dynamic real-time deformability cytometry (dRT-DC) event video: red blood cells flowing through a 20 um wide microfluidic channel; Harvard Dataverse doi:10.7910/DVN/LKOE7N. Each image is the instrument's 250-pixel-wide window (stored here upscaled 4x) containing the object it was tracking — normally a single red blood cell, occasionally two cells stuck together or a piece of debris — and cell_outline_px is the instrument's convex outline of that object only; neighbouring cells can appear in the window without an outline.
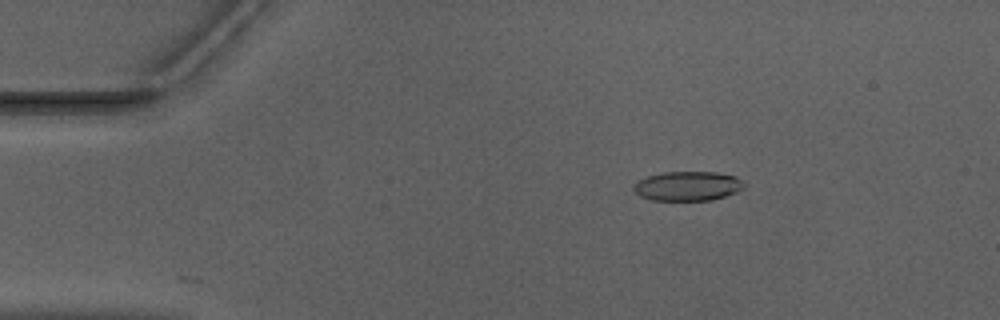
{"species": "Egyptian fruit bat (a non-hibernating species)", "species_latin": "Rousettus aegyptiacus", "temperature_condition": "warm", "stored_images_in_passage": 33, "camera_frame_rate_fps": 3000, "um_per_image_px": 0.085, "animal": {"sex": "male"}, "frame": {"image": 1, "passage_image": 9, "time_ms": 2.667, "image_size_px": [1000, 320], "cell_outline_px": [[744, 188], [736, 192], [712, 200], [652, 200], [640, 196], [632, 188], [640, 180], [648, 176], [664, 172], [716, 172], [736, 176], [744, 184]], "centroid_in_image_um": [58.47, 15.81], "position_along_channel_um": 26.5, "area_um2": 18.73}}
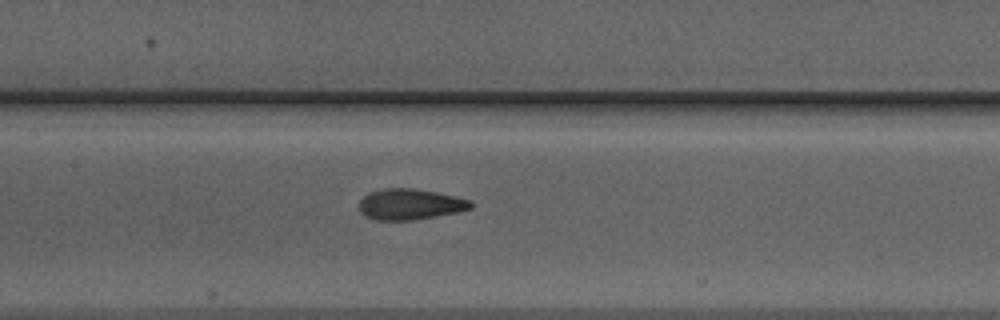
{"frame": {"image": 2, "passage_image": 25, "time_ms": 8.0, "image_size_px": [1000, 320], "cell_outline_px": [[472, 208], [456, 212], [436, 216], [412, 220], [376, 220], [364, 216], [360, 212], [360, 200], [368, 192], [384, 188], [416, 188], [456, 196], [472, 200]], "centroid_in_image_um": [34.84, 17.35], "position_along_channel_um": 172.6, "area_um2": 20.17}}
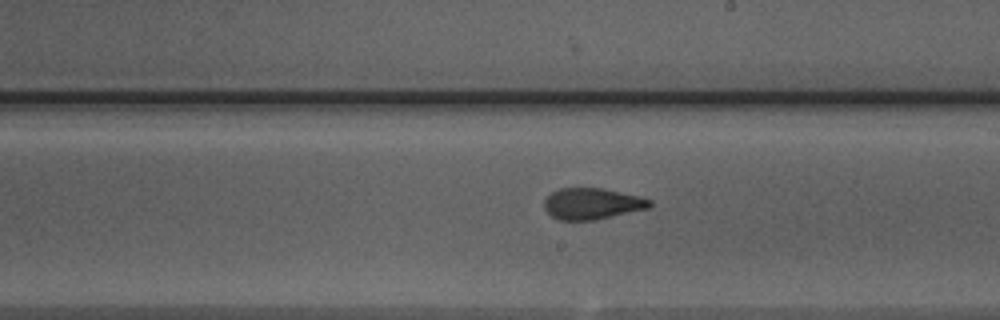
{"frame": {"image": 3, "passage_image": 30, "time_ms": 9.667, "image_size_px": [1000, 320], "cell_outline_px": [[652, 208], [592, 220], [560, 220], [552, 216], [544, 208], [544, 200], [552, 192], [560, 188], [604, 188], [640, 196], [652, 200]], "centroid_in_image_um": [50.37, 17.31], "position_along_channel_um": 238.6, "area_um2": 19.31}}